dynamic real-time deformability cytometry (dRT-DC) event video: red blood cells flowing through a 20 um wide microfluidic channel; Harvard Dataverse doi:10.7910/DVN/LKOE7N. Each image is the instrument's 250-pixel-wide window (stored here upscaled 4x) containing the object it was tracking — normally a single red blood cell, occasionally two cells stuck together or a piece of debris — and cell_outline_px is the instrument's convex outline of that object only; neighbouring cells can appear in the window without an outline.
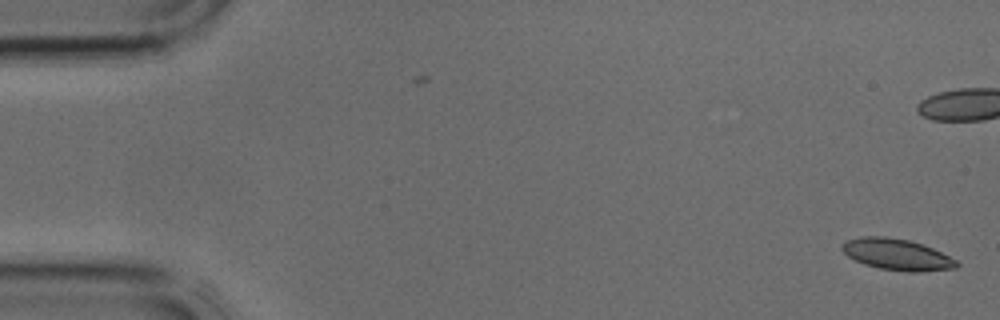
{"species": "common noctule bat (a hibernating species)", "species_latin": "Nyctalus noctula", "temperature_condition": "cold", "stored_images_in_passage": 8, "camera_frame_rate_fps": 3000, "um_per_image_px": 0.085, "animal": {"sex": "male", "body_mass_g": 17.9, "forearm_length_mm": 54.2}, "frame": {"image": 1, "passage_image": 1, "time_ms": 0.0, "image_size_px": [1000, 320], "cell_outline_px": [[960, 264], [956, 268], [920, 272], [908, 272], [880, 268], [864, 264], [848, 256], [840, 248], [840, 244], [848, 240], [864, 236], [884, 236], [908, 240], [932, 248], [956, 260]], "centroid_in_image_um": [76.23, 21.63], "position_along_channel_um": 8.8, "area_um2": 20.69}}